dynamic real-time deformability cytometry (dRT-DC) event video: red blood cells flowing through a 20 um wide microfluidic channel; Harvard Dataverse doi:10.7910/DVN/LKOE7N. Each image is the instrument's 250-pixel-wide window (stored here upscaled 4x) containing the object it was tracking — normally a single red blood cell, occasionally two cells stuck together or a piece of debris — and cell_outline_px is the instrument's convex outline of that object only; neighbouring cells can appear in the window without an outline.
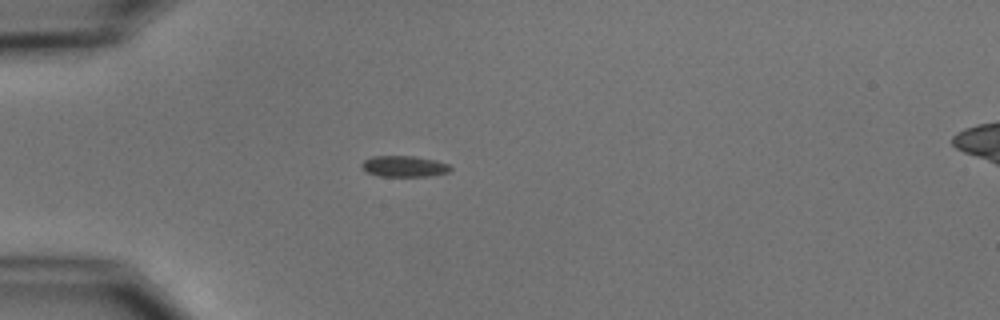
{"species": "common noctule bat (a hibernating species)", "species_latin": "Nyctalus noctula", "temperature_condition": "cold", "stored_images_in_passage": 1, "camera_frame_rate_fps": 3000, "um_per_image_px": 0.085, "animal": {"sex": "male", "body_mass_g": 15.6}, "frame": {"image": 1, "passage_image": 1, "time_ms": 0.0, "image_size_px": [1000, 320], "cell_outline_px": [[452, 168], [448, 172], [432, 176], [380, 176], [368, 172], [360, 164], [364, 160], [372, 156], [412, 156], [436, 160], [448, 164]], "centroid_in_image_um": [34.37, 14.13], "position_along_channel_um": 50.6, "area_um2": 10.81}}